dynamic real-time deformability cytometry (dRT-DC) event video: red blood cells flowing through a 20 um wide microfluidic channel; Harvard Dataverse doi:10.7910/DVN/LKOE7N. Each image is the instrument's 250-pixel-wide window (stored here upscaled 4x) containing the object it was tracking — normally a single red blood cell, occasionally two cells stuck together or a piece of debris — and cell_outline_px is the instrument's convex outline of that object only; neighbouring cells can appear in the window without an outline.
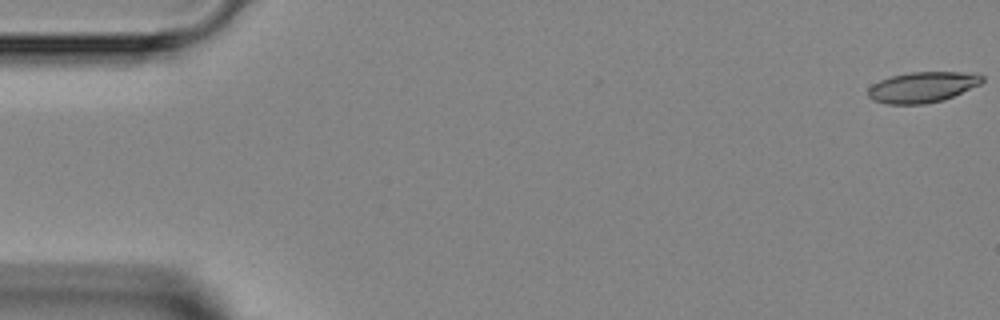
{"species": "Egyptian fruit bat (a non-hibernating species)", "species_latin": "Rousettus aegyptiacus", "temperature_condition": "room temperature", "stored_images_in_passage": 8, "camera_frame_rate_fps": 3000, "um_per_image_px": 0.085, "animal": {"sex": "female"}, "frame": {"image": 1, "passage_image": 1, "time_ms": 0.0, "image_size_px": [1000, 320], "cell_outline_px": [[984, 80], [980, 84], [944, 100], [924, 104], [888, 104], [872, 100], [868, 96], [868, 88], [872, 84], [880, 80], [892, 76], [912, 72], [976, 72], [984, 76]], "centroid_in_image_um": [78.43, 7.4], "position_along_channel_um": 6.6, "area_um2": 20.46}}
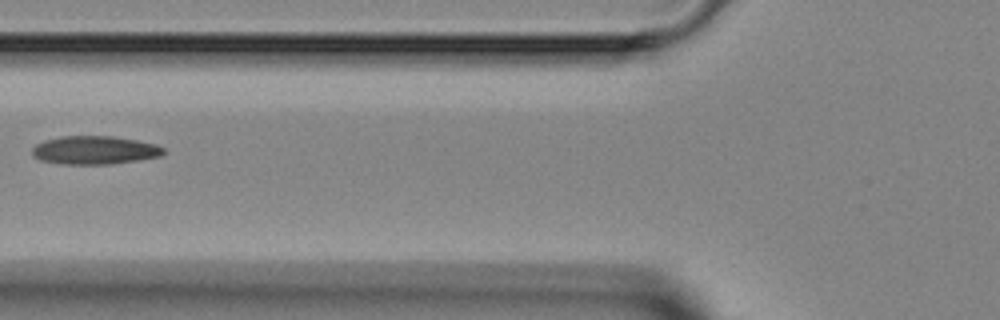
{"frame": {"image": 2, "passage_image": 6, "time_ms": 6.0, "image_size_px": [1000, 320], "cell_outline_px": [[164, 152], [160, 156], [136, 160], [108, 164], [60, 164], [40, 160], [32, 156], [32, 148], [36, 144], [44, 140], [60, 136], [112, 136], [136, 140], [156, 144], [164, 148]], "centroid_in_image_um": [7.99, 12.76], "position_along_channel_um": 117.8, "area_um2": 21.68}}
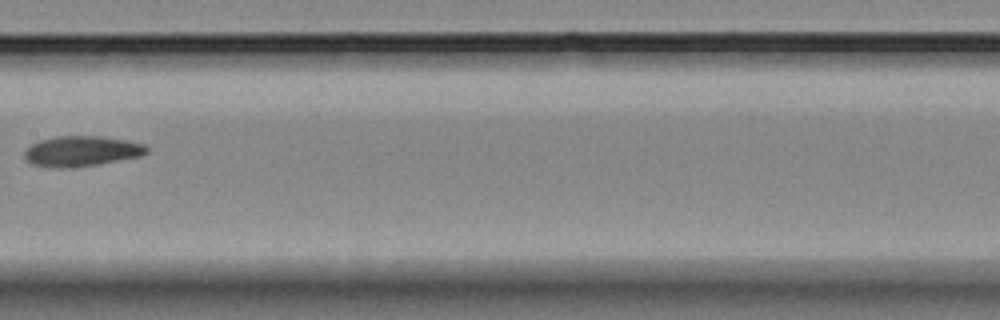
{"frame": {"image": 3, "passage_image": 8, "time_ms": 8.0, "image_size_px": [1000, 320], "cell_outline_px": [[148, 152], [140, 156], [96, 164], [68, 168], [52, 168], [32, 164], [24, 156], [24, 152], [32, 144], [40, 140], [56, 136], [104, 136], [144, 144], [148, 148]], "centroid_in_image_um": [6.92, 12.84], "position_along_channel_um": 200.5, "area_um2": 21.44}}